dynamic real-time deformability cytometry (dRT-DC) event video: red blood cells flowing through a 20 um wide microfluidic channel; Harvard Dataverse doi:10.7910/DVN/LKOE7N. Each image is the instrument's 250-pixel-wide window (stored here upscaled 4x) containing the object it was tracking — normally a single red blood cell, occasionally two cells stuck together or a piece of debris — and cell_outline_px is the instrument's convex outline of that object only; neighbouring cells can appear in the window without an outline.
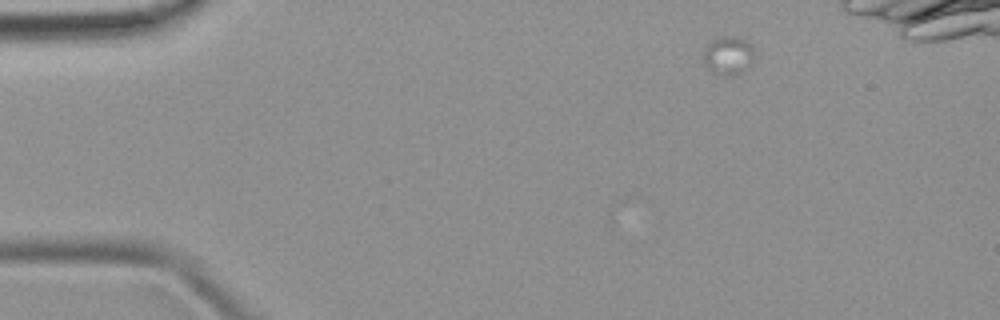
{"species": "common noctule bat (a hibernating species)", "species_latin": "Nyctalus noctula", "temperature_condition": "room temperature", "stored_images_in_passage": 3, "camera_frame_rate_fps": 3000, "um_per_image_px": 0.085, "animal": {"sex": "female", "body_mass_g": 19.9}, "frame": {"image": 1, "passage_image": 1, "time_ms": 0.0, "image_size_px": [1000, 320], "cell_outline_px": [[752, 56], [740, 72], [716, 72], [708, 68], [704, 64], [704, 48], [716, 36], [732, 36], [744, 40], [752, 48]], "centroid_in_image_um": [61.8, 4.62], "position_along_channel_um": 23.2, "area_um2": 10.35}}